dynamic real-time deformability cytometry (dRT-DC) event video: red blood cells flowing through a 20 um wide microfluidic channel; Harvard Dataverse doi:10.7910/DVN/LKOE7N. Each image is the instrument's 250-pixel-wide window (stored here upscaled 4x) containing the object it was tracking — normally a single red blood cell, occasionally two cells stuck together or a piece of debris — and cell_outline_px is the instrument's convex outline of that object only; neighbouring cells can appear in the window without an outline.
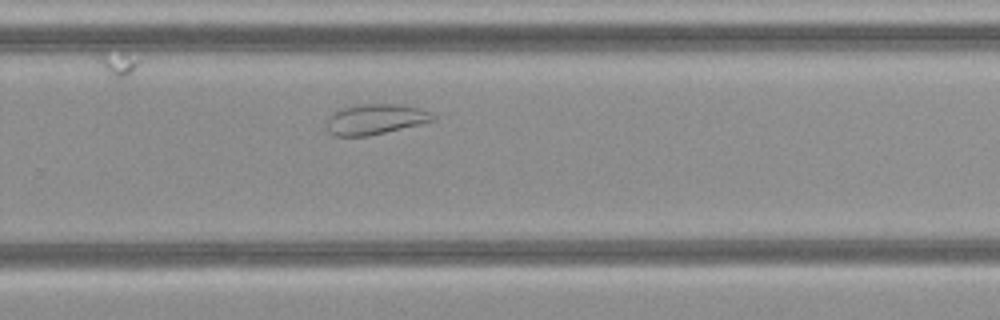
{"species": "common noctule bat (a hibernating species)", "species_latin": "Nyctalus noctula", "temperature_condition": "cold", "stored_images_in_passage": 21, "camera_frame_rate_fps": 3000, "um_per_image_px": 0.085, "animal": {"sex": "female", "body_mass_g": 21.9}, "frame": {"image": 1, "passage_image": 15, "time_ms": 4.667, "image_size_px": [1000, 320], "cell_outline_px": [[436, 120], [420, 124], [368, 136], [336, 136], [328, 132], [328, 120], [332, 112], [340, 108], [364, 104], [396, 104], [420, 108], [436, 116]], "centroid_in_image_um": [31.91, 10.13], "position_along_channel_um": 297.9, "area_um2": 18.67}}